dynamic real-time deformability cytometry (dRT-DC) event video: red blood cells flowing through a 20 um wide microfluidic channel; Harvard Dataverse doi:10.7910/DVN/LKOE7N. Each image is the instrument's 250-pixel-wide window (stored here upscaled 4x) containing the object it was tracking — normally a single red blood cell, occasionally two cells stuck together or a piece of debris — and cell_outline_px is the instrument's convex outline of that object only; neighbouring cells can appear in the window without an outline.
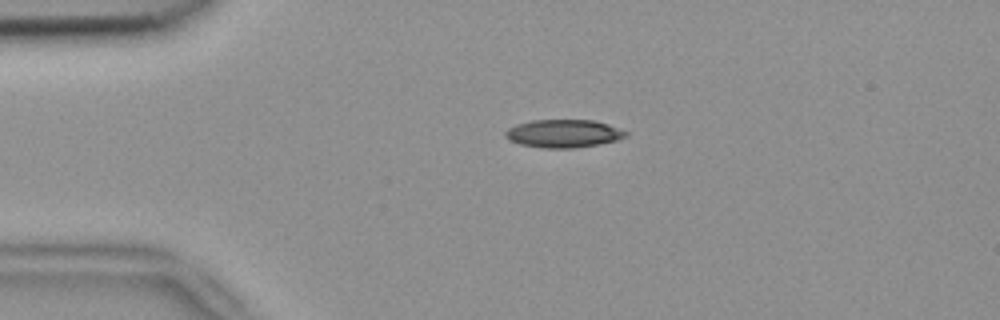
{"species": "common noctule bat (a hibernating species)", "species_latin": "Nyctalus noctula", "temperature_condition": "room temperature", "stored_images_in_passage": 42, "camera_frame_rate_fps": 3000, "um_per_image_px": 0.085, "animal": {"sex": "female", "body_mass_g": 18.4}, "frame": {"image": 1, "passage_image": 1, "time_ms": 0.0, "image_size_px": [1000, 320], "cell_outline_px": [[628, 136], [616, 140], [576, 148], [544, 148], [520, 144], [508, 140], [504, 136], [504, 132], [508, 128], [516, 124], [532, 120], [592, 120], [608, 124], [628, 132]], "centroid_in_image_um": [47.86, 11.35], "position_along_channel_um": 37.1, "area_um2": 19.65}}
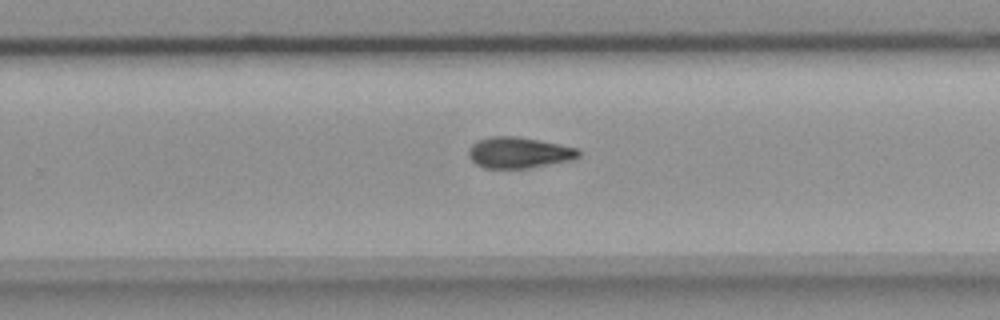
{"frame": {"image": 2, "passage_image": 23, "time_ms": 7.333, "image_size_px": [1000, 320], "cell_outline_px": [[580, 156], [572, 160], [528, 168], [484, 168], [476, 164], [468, 156], [468, 148], [476, 140], [492, 136], [516, 136], [580, 148]], "centroid_in_image_um": [44.09, 12.97], "position_along_channel_um": 285.7, "area_um2": 20.0}}
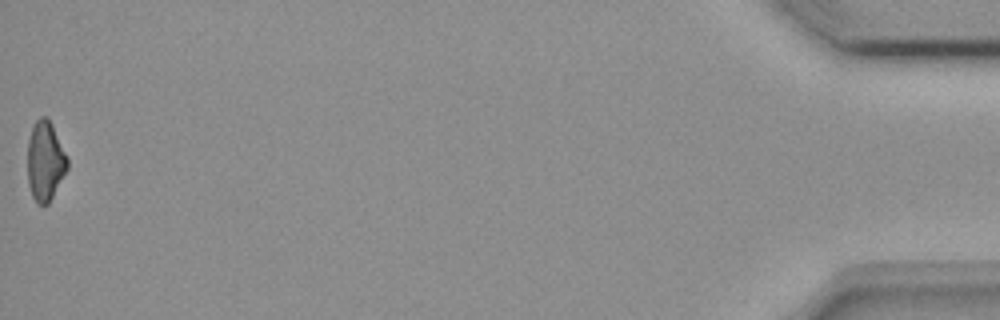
{"frame": {"image": 3, "passage_image": 42, "time_ms": 13.667, "image_size_px": [1000, 320], "cell_outline_px": [[68, 168], [48, 204], [36, 204], [32, 196], [28, 184], [28, 140], [32, 124], [40, 116], [48, 116], [68, 156]], "centroid_in_image_um": [3.84, 13.65], "position_along_channel_um": 431.4, "area_um2": 18.73}, "authors_computed_cell_mechanics": {"area_um2": 19.652, "velocity_mm_per_s": 3.8513, "shape_relaxation_time_tau1_ms": 8.6216, "shape_relaxation_time_tau2_ms": 9.0106, "deformation_change_tau1": 0.209, "deformation_change_tau2": 0.1842}}